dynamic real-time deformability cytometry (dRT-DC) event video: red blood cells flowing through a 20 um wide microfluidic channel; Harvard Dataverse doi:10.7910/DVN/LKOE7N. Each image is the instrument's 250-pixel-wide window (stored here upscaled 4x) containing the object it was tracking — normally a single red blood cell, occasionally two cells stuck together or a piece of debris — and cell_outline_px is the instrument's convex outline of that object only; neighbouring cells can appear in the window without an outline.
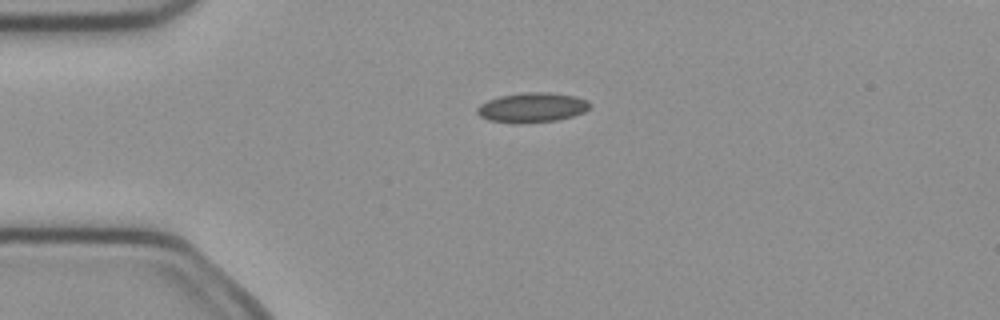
{"species": "common noctule bat (a hibernating species)", "species_latin": "Nyctalus noctula", "temperature_condition": "cold", "stored_images_in_passage": 3, "camera_frame_rate_fps": 3000, "um_per_image_px": 0.085, "animal": {"sex": "female", "body_mass_g": 21.9}, "frame": {"image": 1, "passage_image": 2, "time_ms": 0.333, "image_size_px": [1000, 320], "cell_outline_px": [[588, 108], [584, 112], [572, 116], [556, 120], [516, 124], [512, 124], [488, 120], [480, 116], [476, 112], [476, 108], [480, 104], [488, 100], [500, 96], [524, 92], [548, 92], [576, 96], [588, 100]], "centroid_in_image_um": [45.18, 9.14], "position_along_channel_um": 39.8, "area_um2": 19.59}}